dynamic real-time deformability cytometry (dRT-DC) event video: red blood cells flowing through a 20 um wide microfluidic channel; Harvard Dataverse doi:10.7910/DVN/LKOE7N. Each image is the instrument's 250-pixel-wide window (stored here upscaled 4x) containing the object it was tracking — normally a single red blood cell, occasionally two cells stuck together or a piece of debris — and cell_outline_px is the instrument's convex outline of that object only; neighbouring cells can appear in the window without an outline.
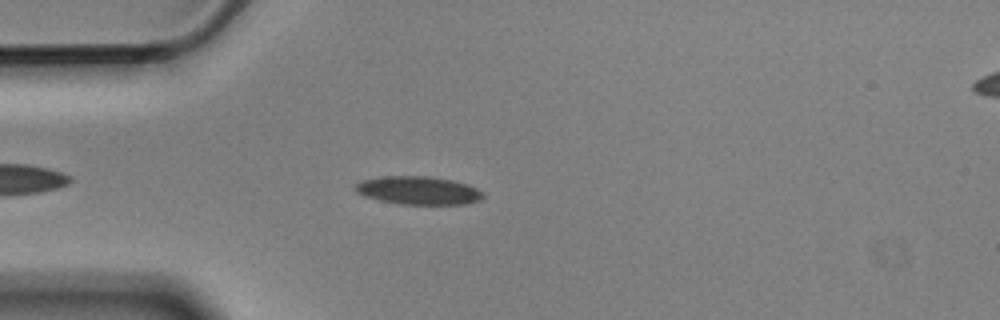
{"species": "Egyptian fruit bat (a non-hibernating species)", "species_latin": "Rousettus aegyptiacus", "temperature_condition": "cold", "stored_images_in_passage": 5, "camera_frame_rate_fps": 3000, "um_per_image_px": 0.085, "animal": {"sex": "male"}, "frame": {"image": 1, "passage_image": 5, "time_ms": 1.333, "image_size_px": [1000, 320], "cell_outline_px": [[484, 196], [480, 200], [468, 204], [400, 204], [380, 200], [356, 192], [352, 188], [360, 180], [384, 176], [428, 176], [452, 180], [468, 184], [476, 188]], "centroid_in_image_um": [35.55, 16.18], "position_along_channel_um": 49.5, "area_um2": 20.92}}